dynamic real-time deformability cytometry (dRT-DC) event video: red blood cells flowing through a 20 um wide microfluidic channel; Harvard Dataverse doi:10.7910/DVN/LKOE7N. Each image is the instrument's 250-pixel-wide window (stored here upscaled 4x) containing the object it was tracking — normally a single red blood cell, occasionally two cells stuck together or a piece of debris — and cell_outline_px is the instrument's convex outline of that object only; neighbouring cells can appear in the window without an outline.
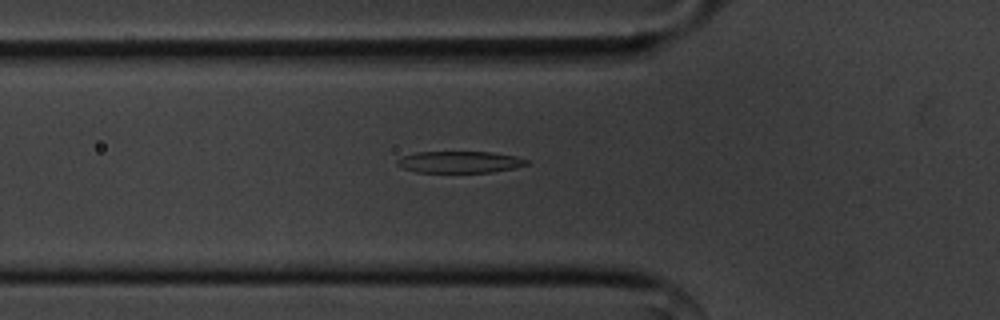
{"species": "common noctule bat (a hibernating species)", "species_latin": "Nyctalus noctula", "temperature_condition": "cold", "stored_images_in_passage": 39, "camera_frame_rate_fps": 3000, "um_per_image_px": 0.085, "animal": {"sex": "male", "body_mass_g": 20.1, "forearm_length_mm": 53.5}, "frame": {"image": 1, "passage_image": 6, "time_ms": 1.667, "image_size_px": [1000, 320], "cell_outline_px": [[532, 164], [516, 168], [492, 172], [416, 172], [404, 168], [396, 164], [396, 160], [400, 156], [416, 152], [492, 152], [516, 156], [528, 160]], "centroid_in_image_um": [39.1, 13.77], "position_along_channel_um": 86.7, "area_um2": 16.53}}
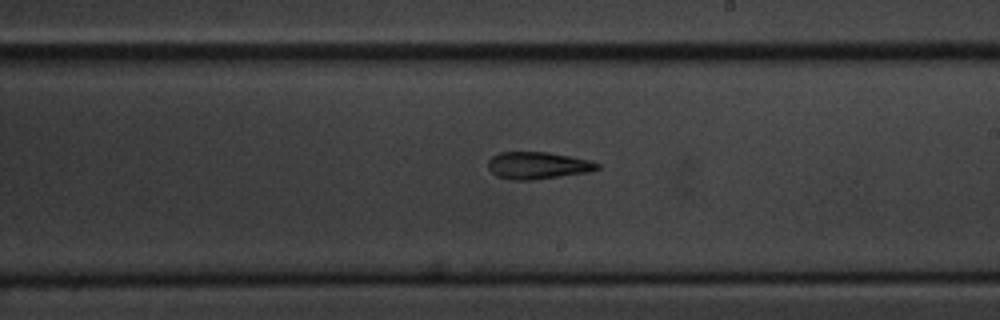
{"frame": {"image": 2, "passage_image": 19, "time_ms": 6.0, "image_size_px": [1000, 320], "cell_outline_px": [[600, 168], [588, 172], [532, 180], [512, 180], [496, 176], [488, 168], [488, 160], [492, 156], [500, 152], [548, 152], [592, 160], [600, 164]], "centroid_in_image_um": [45.71, 14.06], "position_along_channel_um": 243.3, "area_um2": 17.34}}
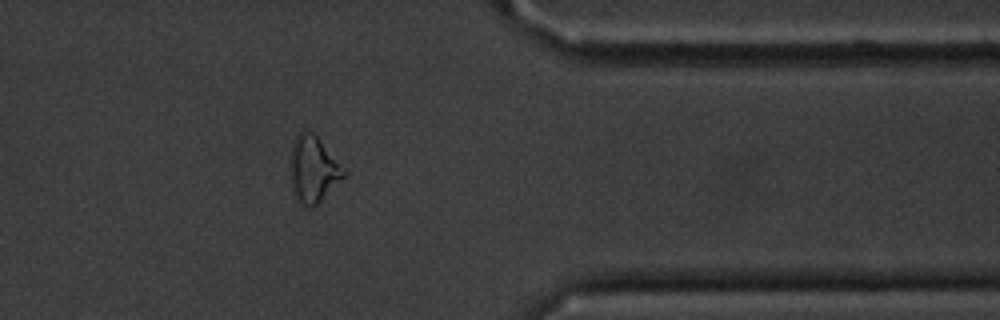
{"frame": {"image": 3, "passage_image": 32, "time_ms": 10.333, "image_size_px": [1000, 320], "cell_outline_px": [[348, 172], [312, 208], [308, 208], [300, 204], [292, 192], [288, 172], [288, 164], [292, 144], [296, 136], [304, 128], [312, 132], [348, 168]], "centroid_in_image_um": [26.59, 14.36], "position_along_channel_um": 384.8, "area_um2": 21.39}}